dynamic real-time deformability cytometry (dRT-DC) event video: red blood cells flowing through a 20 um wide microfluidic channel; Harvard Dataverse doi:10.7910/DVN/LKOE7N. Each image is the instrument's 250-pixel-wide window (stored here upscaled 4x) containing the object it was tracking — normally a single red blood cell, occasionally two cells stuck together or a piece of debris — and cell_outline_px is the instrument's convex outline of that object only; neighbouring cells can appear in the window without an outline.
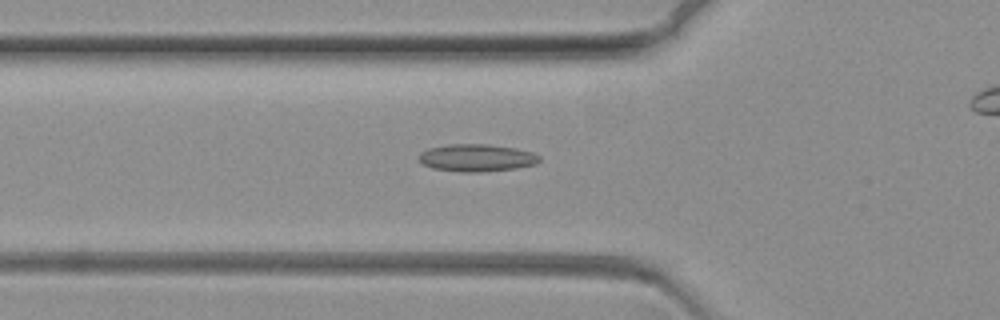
{"species": "common noctule bat (a hibernating species)", "species_latin": "Nyctalus noctula", "temperature_condition": "warm", "stored_images_in_passage": 60, "camera_frame_rate_fps": 3000, "um_per_image_px": 0.085, "animal": {"sex": "female", "body_mass_g": 19.3, "forearm_length_mm": 54.1}, "frame": {"image": 1, "passage_image": 24, "time_ms": 7.667, "image_size_px": [1000, 320], "cell_outline_px": [[540, 160], [536, 164], [516, 168], [480, 172], [460, 172], [432, 168], [424, 164], [416, 156], [420, 152], [428, 148], [448, 144], [488, 144], [516, 148], [532, 152], [540, 156]], "centroid_in_image_um": [40.5, 13.41], "position_along_channel_um": 85.3, "area_um2": 19.36}}
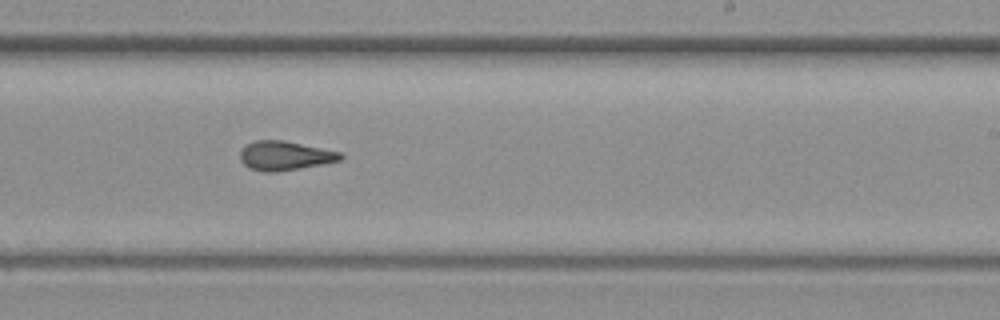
{"frame": {"image": 2, "passage_image": 42, "time_ms": 13.667, "image_size_px": [1000, 320], "cell_outline_px": [[344, 156], [340, 160], [324, 164], [276, 172], [264, 172], [252, 168], [244, 164], [240, 160], [240, 152], [248, 144], [256, 140], [284, 140], [340, 152]], "centroid_in_image_um": [24.23, 13.23], "position_along_channel_um": 264.8, "area_um2": 16.88}}
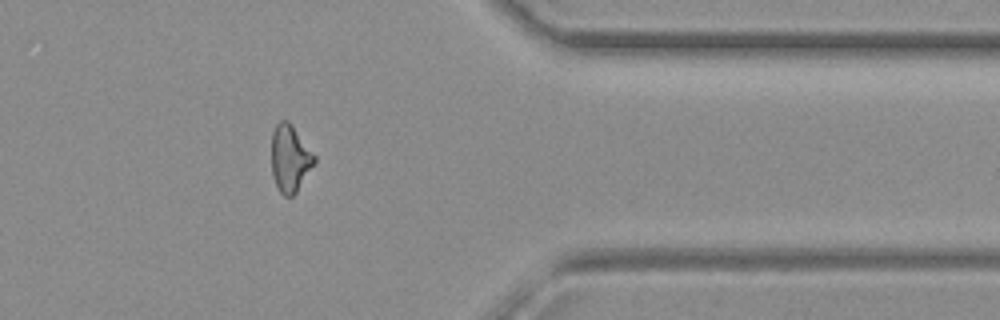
{"frame": {"image": 3, "passage_image": 56, "time_ms": 18.333, "image_size_px": [1000, 320], "cell_outline_px": [[316, 160], [296, 192], [292, 196], [284, 196], [280, 192], [272, 176], [272, 132], [276, 124], [280, 120], [288, 120], [316, 156]], "centroid_in_image_um": [24.63, 13.45], "position_along_channel_um": 386.8, "area_um2": 16.53}}